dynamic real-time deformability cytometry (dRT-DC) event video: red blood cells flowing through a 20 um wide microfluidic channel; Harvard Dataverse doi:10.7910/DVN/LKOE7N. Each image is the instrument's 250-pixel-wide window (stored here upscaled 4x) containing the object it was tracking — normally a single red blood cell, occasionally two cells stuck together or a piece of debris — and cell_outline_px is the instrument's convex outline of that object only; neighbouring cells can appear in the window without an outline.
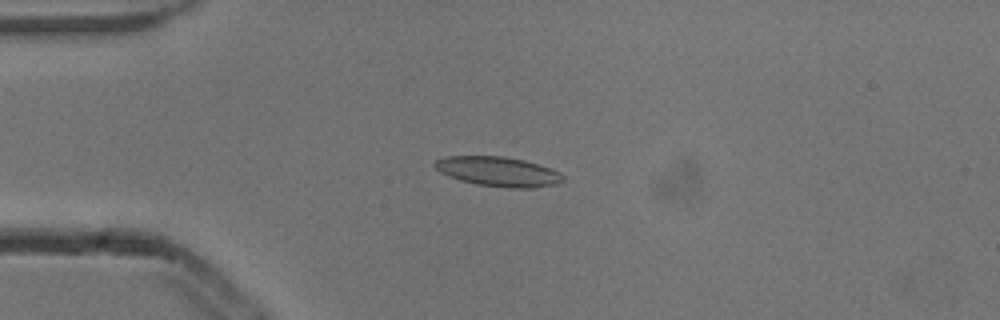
{"species": "common noctule bat (a hibernating species)", "species_latin": "Nyctalus noctula", "temperature_condition": "cold", "stored_images_in_passage": 3, "camera_frame_rate_fps": 3000, "um_per_image_px": 0.085, "animal": {"sex": "male", "body_mass_g": 13.3}, "frame": {"image": 1, "passage_image": 1, "time_ms": 0.0, "image_size_px": [1000, 320], "cell_outline_px": [[564, 180], [560, 184], [532, 188], [508, 188], [476, 184], [460, 180], [448, 176], [440, 172], [432, 164], [436, 160], [448, 156], [504, 156], [524, 160], [560, 172], [564, 176]], "centroid_in_image_um": [42.36, 14.59], "position_along_channel_um": 42.6, "area_um2": 22.2}}
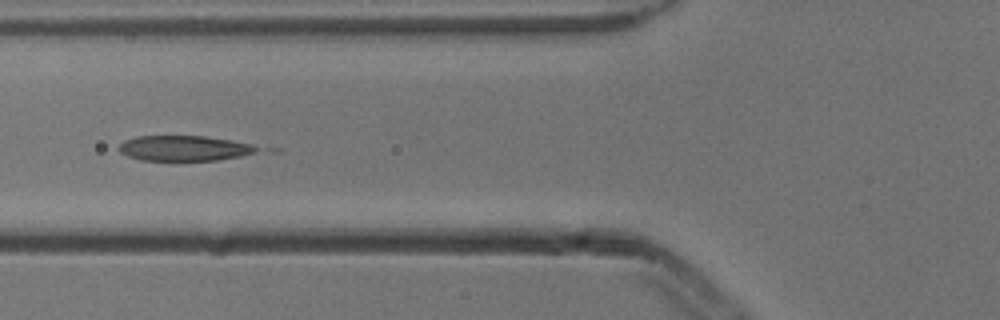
{"frame": {"image": 2, "passage_image": 3, "time_ms": 0.667, "image_size_px": [1000, 320], "cell_outline_px": [[260, 148], [256, 152], [240, 156], [216, 160], [140, 160], [128, 156], [120, 152], [116, 148], [124, 140], [136, 136], [204, 136], [232, 140], [252, 144]], "centroid_in_image_um": [15.63, 12.59], "position_along_channel_um": 110.2, "area_um2": 20.35}}